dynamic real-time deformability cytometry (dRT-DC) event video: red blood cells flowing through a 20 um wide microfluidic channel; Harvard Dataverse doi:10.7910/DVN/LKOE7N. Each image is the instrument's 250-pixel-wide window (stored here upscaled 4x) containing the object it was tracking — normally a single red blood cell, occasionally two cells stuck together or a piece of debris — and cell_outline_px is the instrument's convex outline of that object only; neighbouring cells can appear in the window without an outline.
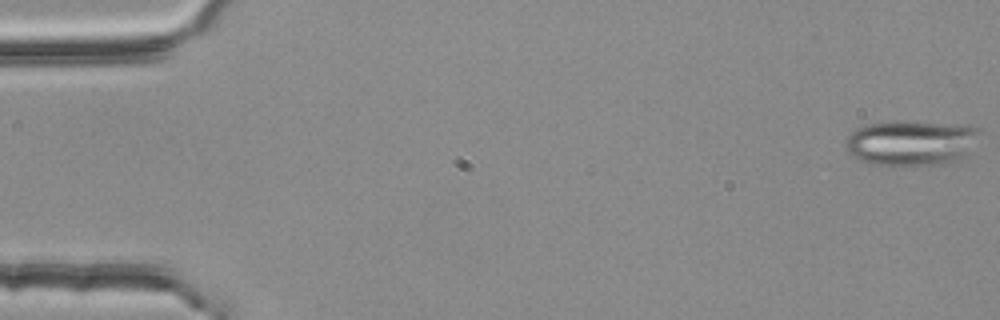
{"species": "common noctule bat (a hibernating species)", "species_latin": "Nyctalus noctula", "temperature_condition": "room temperature", "stored_images_in_passage": 3, "camera_frame_rate_fps": 3000, "um_per_image_px": 0.085, "animal": {"sex": "female", "body_mass_g": 25.1}, "frame": {"image": 1, "passage_image": 1, "time_ms": 0.0, "image_size_px": [1000, 320], "cell_outline_px": [[984, 132], [964, 156], [956, 160], [944, 164], [872, 164], [860, 160], [852, 156], [844, 148], [844, 144], [848, 136], [856, 128], [868, 124], [888, 120], [904, 120], [968, 124], [980, 128]], "centroid_in_image_um": [77.49, 12.08], "position_along_channel_um": 7.5, "area_um2": 36.07}}